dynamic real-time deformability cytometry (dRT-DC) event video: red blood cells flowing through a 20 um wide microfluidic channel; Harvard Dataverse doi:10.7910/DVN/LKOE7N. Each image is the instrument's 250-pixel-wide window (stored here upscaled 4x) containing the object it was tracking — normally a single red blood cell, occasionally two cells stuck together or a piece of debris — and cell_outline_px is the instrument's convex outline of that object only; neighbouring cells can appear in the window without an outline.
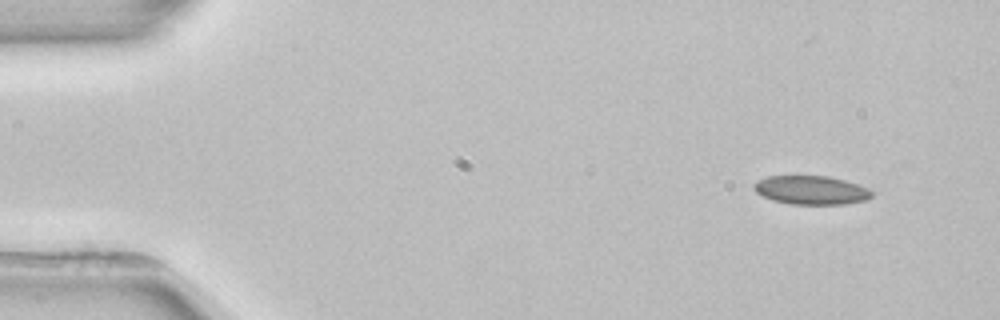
{"species": "common noctule bat (a hibernating species)", "species_latin": "Nyctalus noctula", "temperature_condition": "room temperature", "stored_images_in_passage": 5, "camera_frame_rate_fps": 3000, "um_per_image_px": 0.085, "animal": {"sex": "female", "body_mass_g": 22.7, "forearm_length_mm": 54.2}, "frame": {"image": 1, "passage_image": 1, "time_ms": 0.0, "image_size_px": [1000, 320], "cell_outline_px": [[872, 196], [868, 200], [844, 204], [788, 204], [772, 200], [756, 192], [752, 188], [752, 184], [756, 180], [768, 176], [828, 176], [844, 180], [868, 188], [872, 192]], "centroid_in_image_um": [68.92, 16.16], "position_along_channel_um": 16.1, "area_um2": 19.83}}
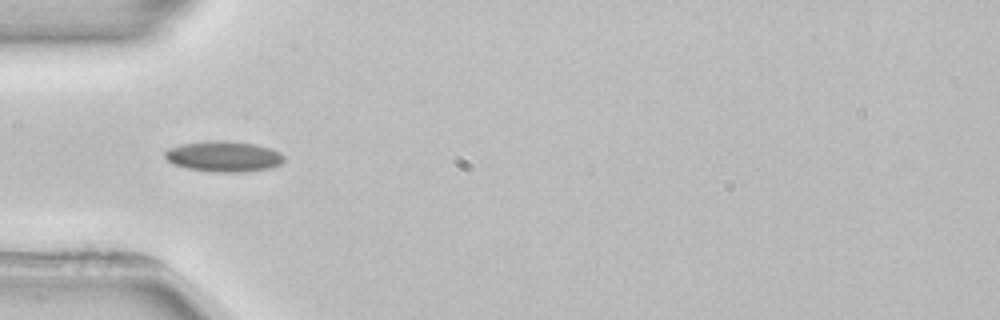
{"frame": {"image": 2, "passage_image": 4, "time_ms": 4.0, "image_size_px": [1000, 320], "cell_outline_px": [[284, 160], [280, 164], [272, 168], [244, 172], [212, 172], [188, 168], [172, 164], [164, 156], [164, 152], [168, 148], [184, 144], [216, 140], [228, 140], [256, 144], [272, 148], [280, 152], [284, 156]], "centroid_in_image_um": [19.05, 13.3], "position_along_channel_um": 66.0, "area_um2": 21.44}}